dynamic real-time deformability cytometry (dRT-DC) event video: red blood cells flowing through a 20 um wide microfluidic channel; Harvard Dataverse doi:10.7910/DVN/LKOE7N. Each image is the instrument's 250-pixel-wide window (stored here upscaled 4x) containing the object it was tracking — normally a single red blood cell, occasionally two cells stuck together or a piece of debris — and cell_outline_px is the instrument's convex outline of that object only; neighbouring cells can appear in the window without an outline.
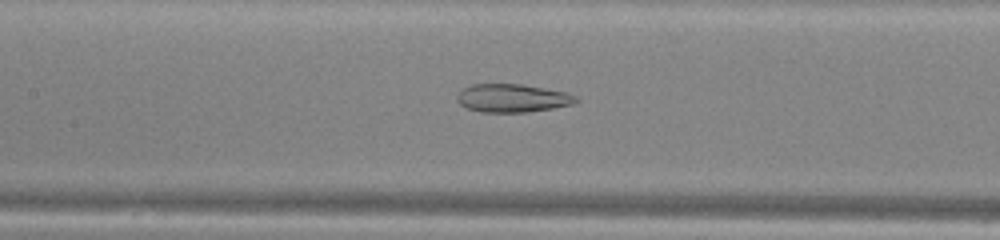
{"species": "common noctule bat (a hibernating species)", "species_latin": "Nyctalus noctula", "temperature_condition": "warm", "stored_images_in_passage": 47, "camera_frame_rate_fps": 3000, "um_per_image_px": 0.085, "animal": {"sex": "male", "body_mass_g": 13.0, "forearm_length_mm": 53.1}, "frame": {"image": 1, "passage_image": 20, "time_ms": 6.333, "image_size_px": [1000, 240], "cell_outline_px": [[580, 100], [576, 104], [552, 108], [524, 112], [480, 112], [468, 108], [460, 104], [456, 100], [456, 96], [464, 88], [472, 84], [520, 84], [568, 92], [576, 96]], "centroid_in_image_um": [43.59, 8.34], "position_along_channel_um": 163.8, "area_um2": 19.59}}
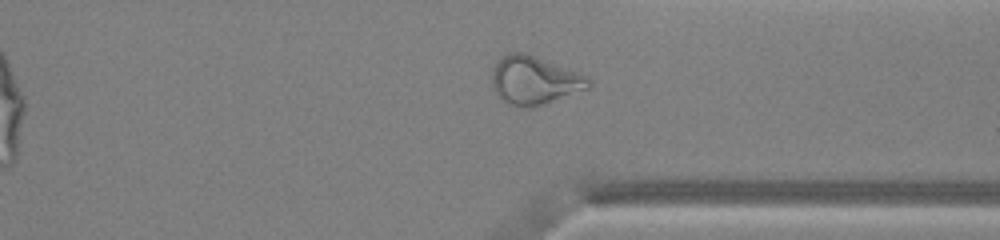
{"frame": {"image": 2, "passage_image": 35, "time_ms": 11.333, "image_size_px": [1000, 240], "cell_outline_px": [[592, 88], [532, 108], [516, 108], [500, 100], [496, 96], [492, 84], [492, 68], [508, 52], [524, 52], [588, 76], [592, 80]], "centroid_in_image_um": [45.43, 6.87], "position_along_channel_um": 366.0, "area_um2": 27.63}}
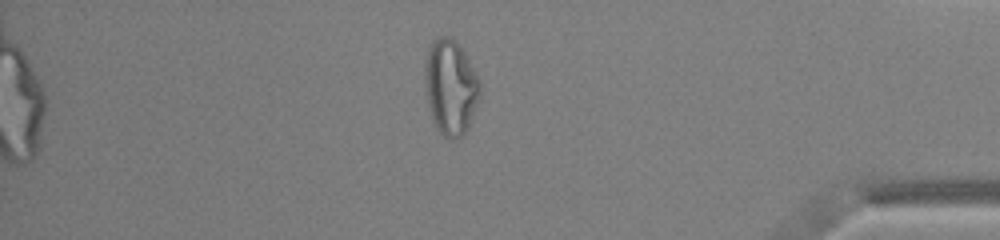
{"frame": {"image": 3, "passage_image": 40, "time_ms": 13.0, "image_size_px": [1000, 240], "cell_outline_px": [[484, 92], [468, 128], [460, 136], [452, 140], [444, 136], [436, 128], [432, 120], [428, 108], [424, 88], [424, 64], [428, 48], [432, 40], [440, 36], [452, 36], [456, 40], [464, 52], [480, 80]], "centroid_in_image_um": [38.31, 7.4], "position_along_channel_um": 396.9, "area_um2": 31.56}, "authors_computed_cell_mechanics": {"area_um2": 27.455, "velocity_mm_per_s": 4.0646, "shape_relaxation_time_tau1_ms": null, "shape_relaxation_time_tau2_ms": 1.6543, "deformation_change_tau1": null, "deformation_change_tau2": 0.1003}}